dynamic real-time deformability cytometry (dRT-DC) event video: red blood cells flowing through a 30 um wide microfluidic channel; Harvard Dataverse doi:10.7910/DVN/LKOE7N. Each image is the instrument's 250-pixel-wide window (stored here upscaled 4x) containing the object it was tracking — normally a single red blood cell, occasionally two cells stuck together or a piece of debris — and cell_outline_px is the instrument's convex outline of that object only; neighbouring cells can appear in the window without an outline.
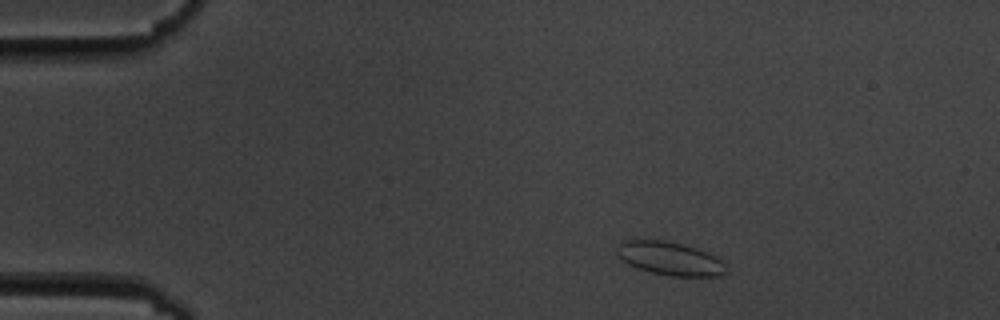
{"species": "common noctule bat (a hibernating species)", "species_latin": "Nyctalus noctula", "temperature_condition": "cold", "stored_images_in_passage": 4, "camera_frame_rate_fps": 3000, "um_per_image_px": 0.085, "animal": {"sex": "male", "body_mass_g": 19.5, "forearm_length_mm": 54.6}, "frame": {"image": 1, "passage_image": 2, "time_ms": 1.333, "image_size_px": [1000, 320], "cell_outline_px": [[724, 272], [716, 276], [668, 276], [652, 272], [628, 264], [616, 252], [616, 248], [620, 240], [664, 240], [696, 248], [720, 256], [724, 264]], "centroid_in_image_um": [56.94, 21.96], "position_along_channel_um": 28.1, "area_um2": 21.1}}